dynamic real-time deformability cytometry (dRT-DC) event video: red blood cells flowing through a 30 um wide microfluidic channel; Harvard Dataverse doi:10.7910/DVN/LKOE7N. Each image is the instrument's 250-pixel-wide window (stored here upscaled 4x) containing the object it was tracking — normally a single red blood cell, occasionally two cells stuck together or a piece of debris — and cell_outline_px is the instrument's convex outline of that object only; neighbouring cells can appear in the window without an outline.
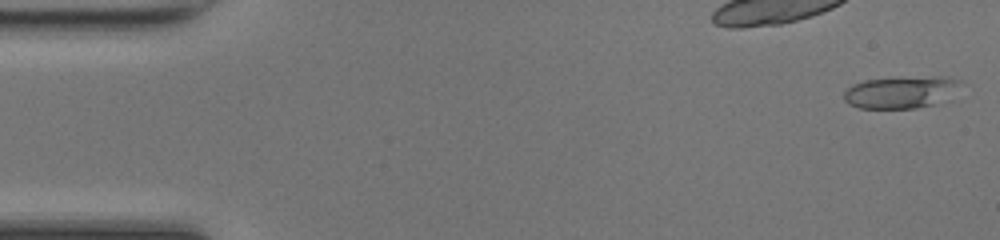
{"species": "common noctule bat (a hibernating species)", "species_latin": "Nyctalus noctula", "temperature_condition": "room temperature", "stored_images_in_passage": 10, "camera_frame_rate_fps": 3000, "um_per_image_px": 0.085, "animal": {"sex": "female", "body_mass_g": 17.0, "forearm_length_mm": 48.0}, "frame": {"image": 1, "passage_image": 1, "time_ms": 0.0, "image_size_px": [1000, 240], "cell_outline_px": [[960, 80], [932, 104], [916, 108], [860, 108], [848, 104], [844, 100], [844, 92], [852, 84], [864, 80], [900, 76], [948, 76]], "centroid_in_image_um": [76.36, 7.8], "position_along_channel_um": 8.6, "area_um2": 21.1}}